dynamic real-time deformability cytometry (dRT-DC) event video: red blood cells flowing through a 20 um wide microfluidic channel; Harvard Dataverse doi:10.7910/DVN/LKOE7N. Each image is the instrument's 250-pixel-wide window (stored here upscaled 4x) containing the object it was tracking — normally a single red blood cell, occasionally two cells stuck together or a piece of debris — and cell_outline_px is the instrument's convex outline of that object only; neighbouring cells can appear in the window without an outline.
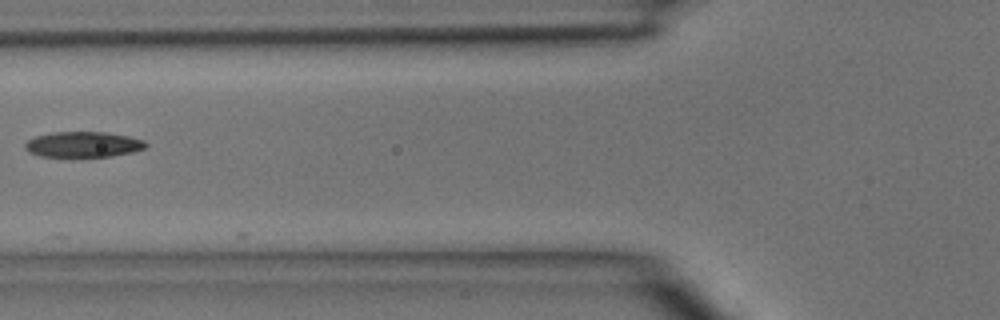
{"species": "common noctule bat (a hibernating species)", "species_latin": "Nyctalus noctula", "temperature_condition": "room temperature", "stored_images_in_passage": 2, "camera_frame_rate_fps": 3000, "um_per_image_px": 0.085, "animal": {"sex": "male", "body_mass_g": 15.6}, "frame": {"image": 1, "passage_image": 2, "time_ms": 0.333, "image_size_px": [1000, 320], "cell_outline_px": [[148, 144], [144, 148], [132, 152], [112, 156], [72, 160], [40, 156], [28, 152], [24, 148], [24, 144], [28, 140], [36, 136], [52, 132], [108, 132], [128, 136], [144, 140]], "centroid_in_image_um": [7.02, 12.33], "position_along_channel_um": 118.8, "area_um2": 18.96}}